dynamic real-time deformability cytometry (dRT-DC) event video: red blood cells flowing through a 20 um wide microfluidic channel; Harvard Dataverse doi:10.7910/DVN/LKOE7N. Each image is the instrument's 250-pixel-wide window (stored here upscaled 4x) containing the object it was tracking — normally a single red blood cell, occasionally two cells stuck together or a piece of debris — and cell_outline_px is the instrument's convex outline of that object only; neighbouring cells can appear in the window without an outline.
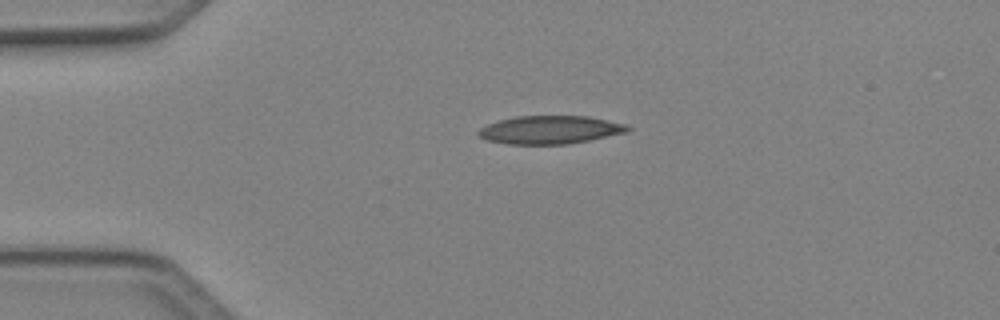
{"species": "Egyptian fruit bat (a non-hibernating species)", "species_latin": "Rousettus aegyptiacus", "temperature_condition": "cold", "stored_images_in_passage": 2, "camera_frame_rate_fps": 3000, "um_per_image_px": 0.085, "animal": {"sex": "female"}, "frame": {"image": 1, "passage_image": 1, "time_ms": 0.0, "image_size_px": [1000, 320], "cell_outline_px": [[632, 128], [628, 132], [568, 144], [512, 144], [488, 140], [476, 136], [476, 132], [480, 128], [488, 124], [500, 120], [516, 116], [588, 116], [608, 120], [624, 124]], "centroid_in_image_um": [46.74, 11.03], "position_along_channel_um": 38.3, "area_um2": 24.39}}